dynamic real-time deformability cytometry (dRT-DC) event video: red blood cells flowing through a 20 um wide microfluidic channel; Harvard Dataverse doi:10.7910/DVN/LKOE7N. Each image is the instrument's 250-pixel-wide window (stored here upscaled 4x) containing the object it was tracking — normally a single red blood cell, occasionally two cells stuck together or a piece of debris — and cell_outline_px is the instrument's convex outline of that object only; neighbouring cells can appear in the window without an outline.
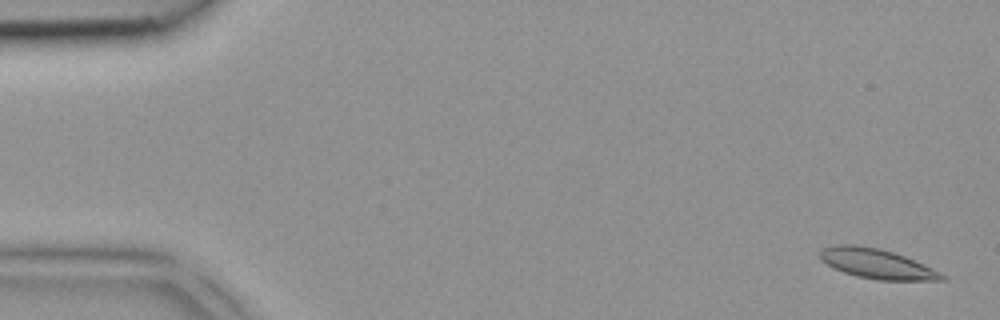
{"species": "common noctule bat (a hibernating species)", "species_latin": "Nyctalus noctula", "temperature_condition": "room temperature", "stored_images_in_passage": 5, "camera_frame_rate_fps": 3000, "um_per_image_px": 0.085, "animal": {"sex": "female", "body_mass_g": 18.4}, "frame": {"image": 1, "passage_image": 1, "time_ms": 0.0, "image_size_px": [1000, 320], "cell_outline_px": [[948, 280], [876, 280], [856, 276], [844, 272], [820, 260], [820, 252], [824, 248], [836, 244], [856, 244], [880, 248], [904, 256], [924, 264], [948, 276]], "centroid_in_image_um": [74.56, 22.42], "position_along_channel_um": 10.4, "area_um2": 21.15}}
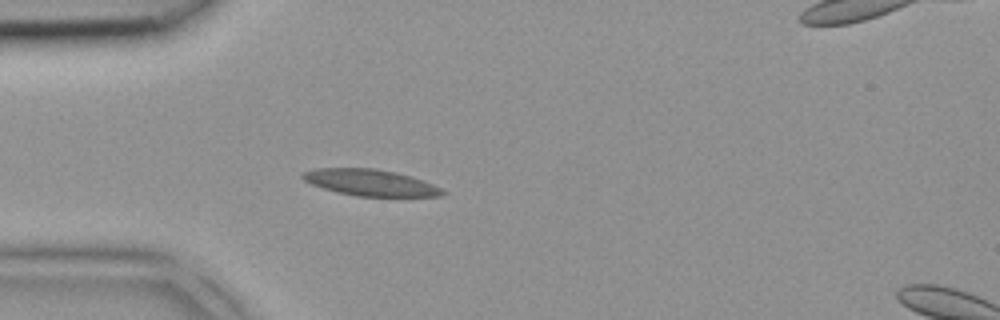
{"frame": {"image": 2, "passage_image": 4, "time_ms": 1.0, "image_size_px": [1000, 320], "cell_outline_px": [[448, 192], [440, 196], [356, 196], [336, 192], [312, 184], [304, 180], [300, 176], [304, 172], [316, 168], [376, 168], [396, 172], [412, 176], [424, 180]], "centroid_in_image_um": [31.5, 15.51], "position_along_channel_um": 53.5, "area_um2": 21.5}}